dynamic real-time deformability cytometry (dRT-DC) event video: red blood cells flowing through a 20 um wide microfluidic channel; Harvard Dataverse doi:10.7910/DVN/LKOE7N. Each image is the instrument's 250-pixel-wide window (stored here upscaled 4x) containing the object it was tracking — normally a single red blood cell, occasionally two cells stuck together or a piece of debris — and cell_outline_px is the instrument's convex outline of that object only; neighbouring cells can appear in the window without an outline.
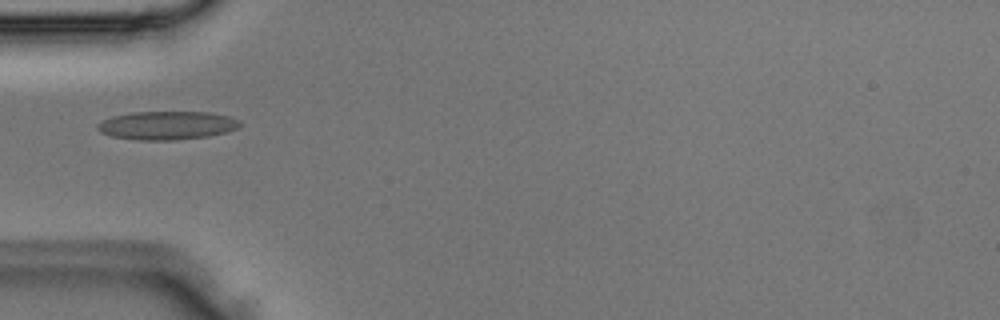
{"species": "Egyptian fruit bat (a non-hibernating species)", "species_latin": "Rousettus aegyptiacus", "temperature_condition": "room temperature", "stored_images_in_passage": 4, "camera_frame_rate_fps": 3000, "um_per_image_px": 0.085, "animal": {"sex": "male"}, "frame": {"image": 1, "passage_image": 4, "time_ms": 1.0, "image_size_px": [1000, 320], "cell_outline_px": [[240, 124], [236, 128], [224, 132], [208, 136], [176, 140], [136, 140], [112, 136], [100, 132], [96, 128], [96, 124], [112, 116], [132, 112], [208, 112], [228, 116], [240, 120]], "centroid_in_image_um": [14.15, 10.66], "position_along_channel_um": 70.8, "area_um2": 23.52}}